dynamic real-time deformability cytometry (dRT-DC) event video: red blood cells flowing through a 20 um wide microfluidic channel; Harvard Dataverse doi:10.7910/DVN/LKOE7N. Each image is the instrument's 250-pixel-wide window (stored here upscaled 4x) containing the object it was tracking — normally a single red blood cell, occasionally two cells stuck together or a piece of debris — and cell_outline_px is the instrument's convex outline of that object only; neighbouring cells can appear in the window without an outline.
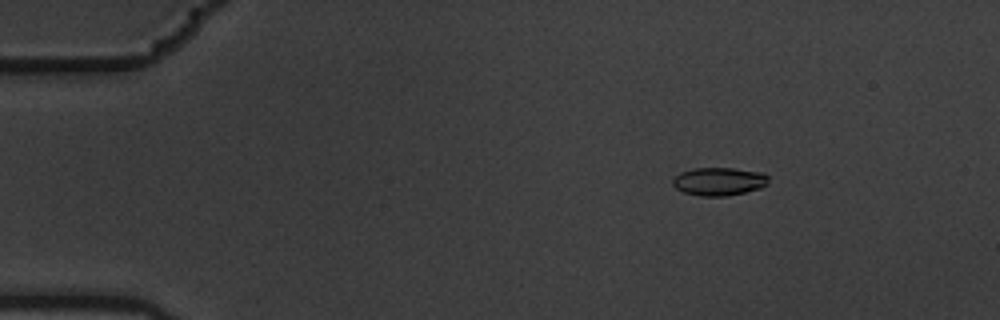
{"species": "common noctule bat (a hibernating species)", "species_latin": "Nyctalus noctula", "temperature_condition": "warm", "stored_images_in_passage": 7, "camera_frame_rate_fps": 3000, "um_per_image_px": 0.085, "animal": {"sex": "male", "body_mass_g": 19.5, "forearm_length_mm": 54.6}, "frame": {"image": 1, "passage_image": 3, "time_ms": 0.667, "image_size_px": [1000, 320], "cell_outline_px": [[768, 184], [760, 188], [744, 192], [724, 196], [700, 196], [684, 192], [676, 188], [672, 184], [672, 180], [680, 172], [692, 168], [732, 168], [764, 172], [768, 176]], "centroid_in_image_um": [61.12, 15.41], "position_along_channel_um": 23.9, "area_um2": 15.72}}
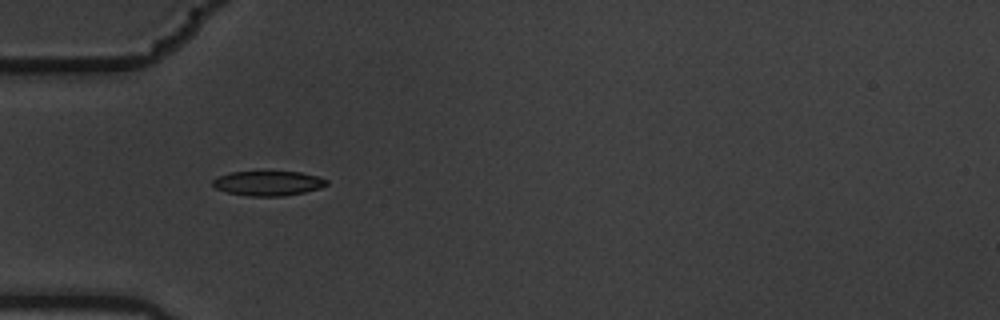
{"frame": {"image": 2, "passage_image": 6, "time_ms": 1.667, "image_size_px": [1000, 320], "cell_outline_px": [[328, 184], [320, 188], [304, 192], [280, 196], [252, 196], [228, 192], [216, 188], [212, 184], [212, 180], [220, 176], [232, 172], [300, 172], [320, 176], [328, 180]], "centroid_in_image_um": [22.84, 15.57], "position_along_channel_um": 62.2, "area_um2": 16.18}}
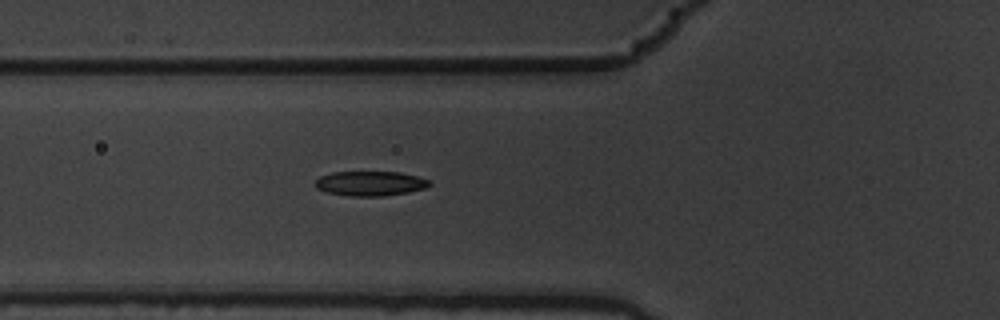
{"frame": {"image": 3, "passage_image": 7, "time_ms": 2.0, "image_size_px": [1000, 320], "cell_outline_px": [[432, 184], [424, 188], [408, 192], [384, 196], [348, 196], [328, 192], [316, 188], [316, 180], [320, 176], [332, 172], [400, 172], [416, 176], [428, 180]], "centroid_in_image_um": [31.46, 15.59], "position_along_channel_um": 94.3, "area_um2": 16.3}}